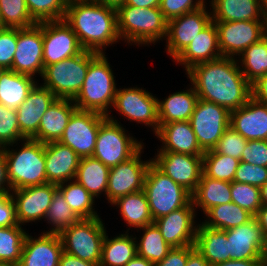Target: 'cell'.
Returning <instances> with one entry per match:
<instances>
[{
  "label": "cell",
  "instance_id": "1",
  "mask_svg": "<svg viewBox=\"0 0 267 266\" xmlns=\"http://www.w3.org/2000/svg\"><path fill=\"white\" fill-rule=\"evenodd\" d=\"M233 57L202 62L186 71L198 99L237 110L251 98V84Z\"/></svg>",
  "mask_w": 267,
  "mask_h": 266
},
{
  "label": "cell",
  "instance_id": "2",
  "mask_svg": "<svg viewBox=\"0 0 267 266\" xmlns=\"http://www.w3.org/2000/svg\"><path fill=\"white\" fill-rule=\"evenodd\" d=\"M64 21L87 51L104 53V47L120 39L116 8L94 0H68Z\"/></svg>",
  "mask_w": 267,
  "mask_h": 266
},
{
  "label": "cell",
  "instance_id": "3",
  "mask_svg": "<svg viewBox=\"0 0 267 266\" xmlns=\"http://www.w3.org/2000/svg\"><path fill=\"white\" fill-rule=\"evenodd\" d=\"M105 53L90 51V64L83 86L73 99L78 110L93 111L109 116L108 108L113 106L116 84Z\"/></svg>",
  "mask_w": 267,
  "mask_h": 266
},
{
  "label": "cell",
  "instance_id": "4",
  "mask_svg": "<svg viewBox=\"0 0 267 266\" xmlns=\"http://www.w3.org/2000/svg\"><path fill=\"white\" fill-rule=\"evenodd\" d=\"M116 10L117 31L125 42L148 45L166 38L168 21L159 7L121 5Z\"/></svg>",
  "mask_w": 267,
  "mask_h": 266
},
{
  "label": "cell",
  "instance_id": "5",
  "mask_svg": "<svg viewBox=\"0 0 267 266\" xmlns=\"http://www.w3.org/2000/svg\"><path fill=\"white\" fill-rule=\"evenodd\" d=\"M23 147L10 151L3 147L8 167L11 190L47 184L45 165V143L24 139ZM8 149V150H7Z\"/></svg>",
  "mask_w": 267,
  "mask_h": 266
},
{
  "label": "cell",
  "instance_id": "6",
  "mask_svg": "<svg viewBox=\"0 0 267 266\" xmlns=\"http://www.w3.org/2000/svg\"><path fill=\"white\" fill-rule=\"evenodd\" d=\"M143 191L154 221L185 207L192 200V194L189 191L174 182L153 162L147 169Z\"/></svg>",
  "mask_w": 267,
  "mask_h": 266
},
{
  "label": "cell",
  "instance_id": "7",
  "mask_svg": "<svg viewBox=\"0 0 267 266\" xmlns=\"http://www.w3.org/2000/svg\"><path fill=\"white\" fill-rule=\"evenodd\" d=\"M105 226L100 217L80 219L60 234L63 251L100 265Z\"/></svg>",
  "mask_w": 267,
  "mask_h": 266
},
{
  "label": "cell",
  "instance_id": "8",
  "mask_svg": "<svg viewBox=\"0 0 267 266\" xmlns=\"http://www.w3.org/2000/svg\"><path fill=\"white\" fill-rule=\"evenodd\" d=\"M90 64V51L66 58L44 68L42 86L57 98L74 99L80 92Z\"/></svg>",
  "mask_w": 267,
  "mask_h": 266
},
{
  "label": "cell",
  "instance_id": "9",
  "mask_svg": "<svg viewBox=\"0 0 267 266\" xmlns=\"http://www.w3.org/2000/svg\"><path fill=\"white\" fill-rule=\"evenodd\" d=\"M126 134L117 120L107 116L98 130L92 157L109 168L133 157L144 145Z\"/></svg>",
  "mask_w": 267,
  "mask_h": 266
},
{
  "label": "cell",
  "instance_id": "10",
  "mask_svg": "<svg viewBox=\"0 0 267 266\" xmlns=\"http://www.w3.org/2000/svg\"><path fill=\"white\" fill-rule=\"evenodd\" d=\"M200 148L213 150L230 126V112L223 106L198 99L189 119Z\"/></svg>",
  "mask_w": 267,
  "mask_h": 266
},
{
  "label": "cell",
  "instance_id": "11",
  "mask_svg": "<svg viewBox=\"0 0 267 266\" xmlns=\"http://www.w3.org/2000/svg\"><path fill=\"white\" fill-rule=\"evenodd\" d=\"M107 116L93 111L76 110L70 117L59 142L80 157H92L100 125Z\"/></svg>",
  "mask_w": 267,
  "mask_h": 266
},
{
  "label": "cell",
  "instance_id": "12",
  "mask_svg": "<svg viewBox=\"0 0 267 266\" xmlns=\"http://www.w3.org/2000/svg\"><path fill=\"white\" fill-rule=\"evenodd\" d=\"M222 57L240 55L267 34L265 21H214Z\"/></svg>",
  "mask_w": 267,
  "mask_h": 266
},
{
  "label": "cell",
  "instance_id": "13",
  "mask_svg": "<svg viewBox=\"0 0 267 266\" xmlns=\"http://www.w3.org/2000/svg\"><path fill=\"white\" fill-rule=\"evenodd\" d=\"M44 68L84 51L77 35L64 21L42 22Z\"/></svg>",
  "mask_w": 267,
  "mask_h": 266
},
{
  "label": "cell",
  "instance_id": "14",
  "mask_svg": "<svg viewBox=\"0 0 267 266\" xmlns=\"http://www.w3.org/2000/svg\"><path fill=\"white\" fill-rule=\"evenodd\" d=\"M157 101L158 98L142 88H117L113 107L128 120L151 126L156 134L159 129Z\"/></svg>",
  "mask_w": 267,
  "mask_h": 266
},
{
  "label": "cell",
  "instance_id": "15",
  "mask_svg": "<svg viewBox=\"0 0 267 266\" xmlns=\"http://www.w3.org/2000/svg\"><path fill=\"white\" fill-rule=\"evenodd\" d=\"M10 70L32 77L36 73L42 76L44 71L42 22L27 28H17V46Z\"/></svg>",
  "mask_w": 267,
  "mask_h": 266
},
{
  "label": "cell",
  "instance_id": "16",
  "mask_svg": "<svg viewBox=\"0 0 267 266\" xmlns=\"http://www.w3.org/2000/svg\"><path fill=\"white\" fill-rule=\"evenodd\" d=\"M142 149L130 159L110 168L106 190L110 203L119 197L143 190L146 172L152 160H141Z\"/></svg>",
  "mask_w": 267,
  "mask_h": 266
},
{
  "label": "cell",
  "instance_id": "17",
  "mask_svg": "<svg viewBox=\"0 0 267 266\" xmlns=\"http://www.w3.org/2000/svg\"><path fill=\"white\" fill-rule=\"evenodd\" d=\"M152 162L191 194L196 190L203 173V156L159 152Z\"/></svg>",
  "mask_w": 267,
  "mask_h": 266
},
{
  "label": "cell",
  "instance_id": "18",
  "mask_svg": "<svg viewBox=\"0 0 267 266\" xmlns=\"http://www.w3.org/2000/svg\"><path fill=\"white\" fill-rule=\"evenodd\" d=\"M212 14L206 11V5L180 17L168 21L167 51L175 59L185 50L194 38L212 21Z\"/></svg>",
  "mask_w": 267,
  "mask_h": 266
},
{
  "label": "cell",
  "instance_id": "19",
  "mask_svg": "<svg viewBox=\"0 0 267 266\" xmlns=\"http://www.w3.org/2000/svg\"><path fill=\"white\" fill-rule=\"evenodd\" d=\"M57 189V184L47 183L12 190L11 197L15 204L18 224L23 225V223L35 222L45 218Z\"/></svg>",
  "mask_w": 267,
  "mask_h": 266
},
{
  "label": "cell",
  "instance_id": "20",
  "mask_svg": "<svg viewBox=\"0 0 267 266\" xmlns=\"http://www.w3.org/2000/svg\"><path fill=\"white\" fill-rule=\"evenodd\" d=\"M195 209L192 200L178 210L156 219L163 238L172 248L195 245L197 227L194 226Z\"/></svg>",
  "mask_w": 267,
  "mask_h": 266
},
{
  "label": "cell",
  "instance_id": "21",
  "mask_svg": "<svg viewBox=\"0 0 267 266\" xmlns=\"http://www.w3.org/2000/svg\"><path fill=\"white\" fill-rule=\"evenodd\" d=\"M230 260L265 259L266 237L255 217L227 230Z\"/></svg>",
  "mask_w": 267,
  "mask_h": 266
},
{
  "label": "cell",
  "instance_id": "22",
  "mask_svg": "<svg viewBox=\"0 0 267 266\" xmlns=\"http://www.w3.org/2000/svg\"><path fill=\"white\" fill-rule=\"evenodd\" d=\"M62 252L59 234L43 233L36 239L27 234L17 266H59Z\"/></svg>",
  "mask_w": 267,
  "mask_h": 266
},
{
  "label": "cell",
  "instance_id": "23",
  "mask_svg": "<svg viewBox=\"0 0 267 266\" xmlns=\"http://www.w3.org/2000/svg\"><path fill=\"white\" fill-rule=\"evenodd\" d=\"M230 127L247 141L267 140V105L251 97L245 105L230 112Z\"/></svg>",
  "mask_w": 267,
  "mask_h": 266
},
{
  "label": "cell",
  "instance_id": "24",
  "mask_svg": "<svg viewBox=\"0 0 267 266\" xmlns=\"http://www.w3.org/2000/svg\"><path fill=\"white\" fill-rule=\"evenodd\" d=\"M57 97L38 83L16 109L20 132L31 139L37 132L42 116Z\"/></svg>",
  "mask_w": 267,
  "mask_h": 266
},
{
  "label": "cell",
  "instance_id": "25",
  "mask_svg": "<svg viewBox=\"0 0 267 266\" xmlns=\"http://www.w3.org/2000/svg\"><path fill=\"white\" fill-rule=\"evenodd\" d=\"M81 158L59 141L45 143V165L48 183L60 184L75 179Z\"/></svg>",
  "mask_w": 267,
  "mask_h": 266
},
{
  "label": "cell",
  "instance_id": "26",
  "mask_svg": "<svg viewBox=\"0 0 267 266\" xmlns=\"http://www.w3.org/2000/svg\"><path fill=\"white\" fill-rule=\"evenodd\" d=\"M163 143V147L157 152H174L203 156L196 135L189 121H174L167 124H159L155 134Z\"/></svg>",
  "mask_w": 267,
  "mask_h": 266
},
{
  "label": "cell",
  "instance_id": "27",
  "mask_svg": "<svg viewBox=\"0 0 267 266\" xmlns=\"http://www.w3.org/2000/svg\"><path fill=\"white\" fill-rule=\"evenodd\" d=\"M218 31L212 20L174 60L189 70L192 66L221 58Z\"/></svg>",
  "mask_w": 267,
  "mask_h": 266
},
{
  "label": "cell",
  "instance_id": "28",
  "mask_svg": "<svg viewBox=\"0 0 267 266\" xmlns=\"http://www.w3.org/2000/svg\"><path fill=\"white\" fill-rule=\"evenodd\" d=\"M76 110L73 99L56 98L42 116L38 132L31 139L41 143L59 141Z\"/></svg>",
  "mask_w": 267,
  "mask_h": 266
},
{
  "label": "cell",
  "instance_id": "29",
  "mask_svg": "<svg viewBox=\"0 0 267 266\" xmlns=\"http://www.w3.org/2000/svg\"><path fill=\"white\" fill-rule=\"evenodd\" d=\"M195 248L211 266L230 260L227 230L197 226Z\"/></svg>",
  "mask_w": 267,
  "mask_h": 266
},
{
  "label": "cell",
  "instance_id": "30",
  "mask_svg": "<svg viewBox=\"0 0 267 266\" xmlns=\"http://www.w3.org/2000/svg\"><path fill=\"white\" fill-rule=\"evenodd\" d=\"M213 21H264L261 0H212Z\"/></svg>",
  "mask_w": 267,
  "mask_h": 266
},
{
  "label": "cell",
  "instance_id": "31",
  "mask_svg": "<svg viewBox=\"0 0 267 266\" xmlns=\"http://www.w3.org/2000/svg\"><path fill=\"white\" fill-rule=\"evenodd\" d=\"M198 95L194 88L169 95L164 101H157L159 124L174 121H189Z\"/></svg>",
  "mask_w": 267,
  "mask_h": 266
},
{
  "label": "cell",
  "instance_id": "32",
  "mask_svg": "<svg viewBox=\"0 0 267 266\" xmlns=\"http://www.w3.org/2000/svg\"><path fill=\"white\" fill-rule=\"evenodd\" d=\"M231 183L201 175L196 190L192 193L194 207H200L204 214L213 206L232 202Z\"/></svg>",
  "mask_w": 267,
  "mask_h": 266
},
{
  "label": "cell",
  "instance_id": "33",
  "mask_svg": "<svg viewBox=\"0 0 267 266\" xmlns=\"http://www.w3.org/2000/svg\"><path fill=\"white\" fill-rule=\"evenodd\" d=\"M33 78L6 69L0 77V103L16 110L36 85Z\"/></svg>",
  "mask_w": 267,
  "mask_h": 266
},
{
  "label": "cell",
  "instance_id": "34",
  "mask_svg": "<svg viewBox=\"0 0 267 266\" xmlns=\"http://www.w3.org/2000/svg\"><path fill=\"white\" fill-rule=\"evenodd\" d=\"M112 204L120 208L124 221L130 227L133 226L139 229L154 222L143 190L119 197Z\"/></svg>",
  "mask_w": 267,
  "mask_h": 266
},
{
  "label": "cell",
  "instance_id": "35",
  "mask_svg": "<svg viewBox=\"0 0 267 266\" xmlns=\"http://www.w3.org/2000/svg\"><path fill=\"white\" fill-rule=\"evenodd\" d=\"M110 168L93 157H83L77 168L75 179L94 198L102 192L106 195Z\"/></svg>",
  "mask_w": 267,
  "mask_h": 266
},
{
  "label": "cell",
  "instance_id": "36",
  "mask_svg": "<svg viewBox=\"0 0 267 266\" xmlns=\"http://www.w3.org/2000/svg\"><path fill=\"white\" fill-rule=\"evenodd\" d=\"M136 237L127 234L109 239L105 234L102 244V256L99 266H125L137 255Z\"/></svg>",
  "mask_w": 267,
  "mask_h": 266
},
{
  "label": "cell",
  "instance_id": "37",
  "mask_svg": "<svg viewBox=\"0 0 267 266\" xmlns=\"http://www.w3.org/2000/svg\"><path fill=\"white\" fill-rule=\"evenodd\" d=\"M205 214L209 219L202 223L210 228L220 230H228L238 227L247 223L254 217L247 210L239 207L233 202L213 206Z\"/></svg>",
  "mask_w": 267,
  "mask_h": 266
},
{
  "label": "cell",
  "instance_id": "38",
  "mask_svg": "<svg viewBox=\"0 0 267 266\" xmlns=\"http://www.w3.org/2000/svg\"><path fill=\"white\" fill-rule=\"evenodd\" d=\"M242 55V57H241ZM241 72L252 84L267 74V34L259 41L246 48L240 55Z\"/></svg>",
  "mask_w": 267,
  "mask_h": 266
},
{
  "label": "cell",
  "instance_id": "39",
  "mask_svg": "<svg viewBox=\"0 0 267 266\" xmlns=\"http://www.w3.org/2000/svg\"><path fill=\"white\" fill-rule=\"evenodd\" d=\"M66 183V184H65ZM63 182L57 188L63 193L67 204L80 219L99 217L93 209L94 197L76 180Z\"/></svg>",
  "mask_w": 267,
  "mask_h": 266
},
{
  "label": "cell",
  "instance_id": "40",
  "mask_svg": "<svg viewBox=\"0 0 267 266\" xmlns=\"http://www.w3.org/2000/svg\"><path fill=\"white\" fill-rule=\"evenodd\" d=\"M143 235L136 243L137 255L156 264L168 254L172 247L165 241L159 228L153 223L140 228Z\"/></svg>",
  "mask_w": 267,
  "mask_h": 266
},
{
  "label": "cell",
  "instance_id": "41",
  "mask_svg": "<svg viewBox=\"0 0 267 266\" xmlns=\"http://www.w3.org/2000/svg\"><path fill=\"white\" fill-rule=\"evenodd\" d=\"M240 160L217 153L206 151L203 155V174L209 178L233 182Z\"/></svg>",
  "mask_w": 267,
  "mask_h": 266
},
{
  "label": "cell",
  "instance_id": "42",
  "mask_svg": "<svg viewBox=\"0 0 267 266\" xmlns=\"http://www.w3.org/2000/svg\"><path fill=\"white\" fill-rule=\"evenodd\" d=\"M26 235L19 224L0 227V262L19 264Z\"/></svg>",
  "mask_w": 267,
  "mask_h": 266
},
{
  "label": "cell",
  "instance_id": "43",
  "mask_svg": "<svg viewBox=\"0 0 267 266\" xmlns=\"http://www.w3.org/2000/svg\"><path fill=\"white\" fill-rule=\"evenodd\" d=\"M45 218L53 227L43 233L60 234L65 228L70 227L80 220L67 204L63 193L57 189Z\"/></svg>",
  "mask_w": 267,
  "mask_h": 266
},
{
  "label": "cell",
  "instance_id": "44",
  "mask_svg": "<svg viewBox=\"0 0 267 266\" xmlns=\"http://www.w3.org/2000/svg\"><path fill=\"white\" fill-rule=\"evenodd\" d=\"M0 15L4 27L27 28L37 23L29 13L26 0H0Z\"/></svg>",
  "mask_w": 267,
  "mask_h": 266
},
{
  "label": "cell",
  "instance_id": "45",
  "mask_svg": "<svg viewBox=\"0 0 267 266\" xmlns=\"http://www.w3.org/2000/svg\"><path fill=\"white\" fill-rule=\"evenodd\" d=\"M68 0H26L31 17L37 22L64 20Z\"/></svg>",
  "mask_w": 267,
  "mask_h": 266
},
{
  "label": "cell",
  "instance_id": "46",
  "mask_svg": "<svg viewBox=\"0 0 267 266\" xmlns=\"http://www.w3.org/2000/svg\"><path fill=\"white\" fill-rule=\"evenodd\" d=\"M231 194L232 202L247 210L253 216L257 214L262 206L259 187L233 181L231 182Z\"/></svg>",
  "mask_w": 267,
  "mask_h": 266
},
{
  "label": "cell",
  "instance_id": "47",
  "mask_svg": "<svg viewBox=\"0 0 267 266\" xmlns=\"http://www.w3.org/2000/svg\"><path fill=\"white\" fill-rule=\"evenodd\" d=\"M24 139L27 138L20 132L17 111L0 103V148Z\"/></svg>",
  "mask_w": 267,
  "mask_h": 266
},
{
  "label": "cell",
  "instance_id": "48",
  "mask_svg": "<svg viewBox=\"0 0 267 266\" xmlns=\"http://www.w3.org/2000/svg\"><path fill=\"white\" fill-rule=\"evenodd\" d=\"M246 143L247 140L229 126L213 148V151L240 160Z\"/></svg>",
  "mask_w": 267,
  "mask_h": 266
},
{
  "label": "cell",
  "instance_id": "49",
  "mask_svg": "<svg viewBox=\"0 0 267 266\" xmlns=\"http://www.w3.org/2000/svg\"><path fill=\"white\" fill-rule=\"evenodd\" d=\"M234 181L261 187L267 182V167L239 162Z\"/></svg>",
  "mask_w": 267,
  "mask_h": 266
},
{
  "label": "cell",
  "instance_id": "50",
  "mask_svg": "<svg viewBox=\"0 0 267 266\" xmlns=\"http://www.w3.org/2000/svg\"><path fill=\"white\" fill-rule=\"evenodd\" d=\"M193 2V0H161L159 8L166 20L170 21L205 5L204 0Z\"/></svg>",
  "mask_w": 267,
  "mask_h": 266
},
{
  "label": "cell",
  "instance_id": "51",
  "mask_svg": "<svg viewBox=\"0 0 267 266\" xmlns=\"http://www.w3.org/2000/svg\"><path fill=\"white\" fill-rule=\"evenodd\" d=\"M17 46V28L0 29V65L11 69Z\"/></svg>",
  "mask_w": 267,
  "mask_h": 266
},
{
  "label": "cell",
  "instance_id": "52",
  "mask_svg": "<svg viewBox=\"0 0 267 266\" xmlns=\"http://www.w3.org/2000/svg\"><path fill=\"white\" fill-rule=\"evenodd\" d=\"M240 161L267 167V140L247 141Z\"/></svg>",
  "mask_w": 267,
  "mask_h": 266
},
{
  "label": "cell",
  "instance_id": "53",
  "mask_svg": "<svg viewBox=\"0 0 267 266\" xmlns=\"http://www.w3.org/2000/svg\"><path fill=\"white\" fill-rule=\"evenodd\" d=\"M18 225L15 204L9 194H0V227Z\"/></svg>",
  "mask_w": 267,
  "mask_h": 266
},
{
  "label": "cell",
  "instance_id": "54",
  "mask_svg": "<svg viewBox=\"0 0 267 266\" xmlns=\"http://www.w3.org/2000/svg\"><path fill=\"white\" fill-rule=\"evenodd\" d=\"M195 249V245L172 248L162 261L155 266H185L188 255Z\"/></svg>",
  "mask_w": 267,
  "mask_h": 266
},
{
  "label": "cell",
  "instance_id": "55",
  "mask_svg": "<svg viewBox=\"0 0 267 266\" xmlns=\"http://www.w3.org/2000/svg\"><path fill=\"white\" fill-rule=\"evenodd\" d=\"M251 97L267 105V74L251 84Z\"/></svg>",
  "mask_w": 267,
  "mask_h": 266
},
{
  "label": "cell",
  "instance_id": "56",
  "mask_svg": "<svg viewBox=\"0 0 267 266\" xmlns=\"http://www.w3.org/2000/svg\"><path fill=\"white\" fill-rule=\"evenodd\" d=\"M10 191L12 190L9 183L7 162L3 150L0 148V194H9Z\"/></svg>",
  "mask_w": 267,
  "mask_h": 266
},
{
  "label": "cell",
  "instance_id": "57",
  "mask_svg": "<svg viewBox=\"0 0 267 266\" xmlns=\"http://www.w3.org/2000/svg\"><path fill=\"white\" fill-rule=\"evenodd\" d=\"M59 266H99V264L82 260L63 251L60 256Z\"/></svg>",
  "mask_w": 267,
  "mask_h": 266
},
{
  "label": "cell",
  "instance_id": "58",
  "mask_svg": "<svg viewBox=\"0 0 267 266\" xmlns=\"http://www.w3.org/2000/svg\"><path fill=\"white\" fill-rule=\"evenodd\" d=\"M185 266H211L195 248L189 255Z\"/></svg>",
  "mask_w": 267,
  "mask_h": 266
},
{
  "label": "cell",
  "instance_id": "59",
  "mask_svg": "<svg viewBox=\"0 0 267 266\" xmlns=\"http://www.w3.org/2000/svg\"><path fill=\"white\" fill-rule=\"evenodd\" d=\"M265 259H252V260H228L218 263L214 266H259Z\"/></svg>",
  "mask_w": 267,
  "mask_h": 266
},
{
  "label": "cell",
  "instance_id": "60",
  "mask_svg": "<svg viewBox=\"0 0 267 266\" xmlns=\"http://www.w3.org/2000/svg\"><path fill=\"white\" fill-rule=\"evenodd\" d=\"M161 0H125L123 5L138 8L159 7Z\"/></svg>",
  "mask_w": 267,
  "mask_h": 266
},
{
  "label": "cell",
  "instance_id": "61",
  "mask_svg": "<svg viewBox=\"0 0 267 266\" xmlns=\"http://www.w3.org/2000/svg\"><path fill=\"white\" fill-rule=\"evenodd\" d=\"M254 217L267 237V205H262Z\"/></svg>",
  "mask_w": 267,
  "mask_h": 266
},
{
  "label": "cell",
  "instance_id": "62",
  "mask_svg": "<svg viewBox=\"0 0 267 266\" xmlns=\"http://www.w3.org/2000/svg\"><path fill=\"white\" fill-rule=\"evenodd\" d=\"M125 266H155V264L139 255H136Z\"/></svg>",
  "mask_w": 267,
  "mask_h": 266
},
{
  "label": "cell",
  "instance_id": "63",
  "mask_svg": "<svg viewBox=\"0 0 267 266\" xmlns=\"http://www.w3.org/2000/svg\"><path fill=\"white\" fill-rule=\"evenodd\" d=\"M94 1L117 9L119 6L124 4L125 0H94Z\"/></svg>",
  "mask_w": 267,
  "mask_h": 266
},
{
  "label": "cell",
  "instance_id": "64",
  "mask_svg": "<svg viewBox=\"0 0 267 266\" xmlns=\"http://www.w3.org/2000/svg\"><path fill=\"white\" fill-rule=\"evenodd\" d=\"M261 203L267 205V182L260 187Z\"/></svg>",
  "mask_w": 267,
  "mask_h": 266
},
{
  "label": "cell",
  "instance_id": "65",
  "mask_svg": "<svg viewBox=\"0 0 267 266\" xmlns=\"http://www.w3.org/2000/svg\"><path fill=\"white\" fill-rule=\"evenodd\" d=\"M262 16L267 26V0H261Z\"/></svg>",
  "mask_w": 267,
  "mask_h": 266
},
{
  "label": "cell",
  "instance_id": "66",
  "mask_svg": "<svg viewBox=\"0 0 267 266\" xmlns=\"http://www.w3.org/2000/svg\"><path fill=\"white\" fill-rule=\"evenodd\" d=\"M0 266H17V265L9 262H0Z\"/></svg>",
  "mask_w": 267,
  "mask_h": 266
},
{
  "label": "cell",
  "instance_id": "67",
  "mask_svg": "<svg viewBox=\"0 0 267 266\" xmlns=\"http://www.w3.org/2000/svg\"><path fill=\"white\" fill-rule=\"evenodd\" d=\"M264 258H267V237H266V245L264 250Z\"/></svg>",
  "mask_w": 267,
  "mask_h": 266
},
{
  "label": "cell",
  "instance_id": "68",
  "mask_svg": "<svg viewBox=\"0 0 267 266\" xmlns=\"http://www.w3.org/2000/svg\"><path fill=\"white\" fill-rule=\"evenodd\" d=\"M5 70L6 69L3 66L0 65V77L5 72Z\"/></svg>",
  "mask_w": 267,
  "mask_h": 266
},
{
  "label": "cell",
  "instance_id": "69",
  "mask_svg": "<svg viewBox=\"0 0 267 266\" xmlns=\"http://www.w3.org/2000/svg\"><path fill=\"white\" fill-rule=\"evenodd\" d=\"M3 28H5V27L3 26V22H2V19H1V15H0V29H3Z\"/></svg>",
  "mask_w": 267,
  "mask_h": 266
},
{
  "label": "cell",
  "instance_id": "70",
  "mask_svg": "<svg viewBox=\"0 0 267 266\" xmlns=\"http://www.w3.org/2000/svg\"><path fill=\"white\" fill-rule=\"evenodd\" d=\"M259 266H267V261L264 260Z\"/></svg>",
  "mask_w": 267,
  "mask_h": 266
}]
</instances>
